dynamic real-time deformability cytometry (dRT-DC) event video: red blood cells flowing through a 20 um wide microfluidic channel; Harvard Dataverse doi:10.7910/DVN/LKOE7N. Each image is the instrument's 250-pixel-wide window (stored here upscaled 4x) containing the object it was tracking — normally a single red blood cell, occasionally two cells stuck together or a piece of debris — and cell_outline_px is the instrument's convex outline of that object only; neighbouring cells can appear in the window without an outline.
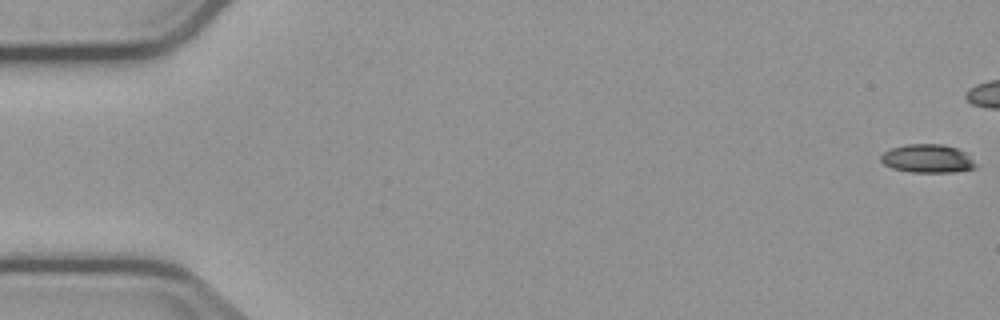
{"species": "common noctule bat (a hibernating species)", "species_latin": "Nyctalus noctula", "temperature_condition": "cold", "stored_images_in_passage": 7, "camera_frame_rate_fps": 3000, "um_per_image_px": 0.085, "animal": {"sex": "male", "body_mass_g": 23.1, "forearm_length_mm": 52.7}, "frame": {"image": 1, "passage_image": 1, "time_ms": 0.0, "image_size_px": [1000, 320], "cell_outline_px": [[976, 168], [952, 172], [912, 172], [892, 168], [884, 164], [880, 160], [880, 156], [884, 152], [892, 148], [908, 144], [940, 144], [956, 148], [964, 152], [976, 164]], "centroid_in_image_um": [78.81, 13.48], "position_along_channel_um": 6.2, "area_um2": 15.49}}
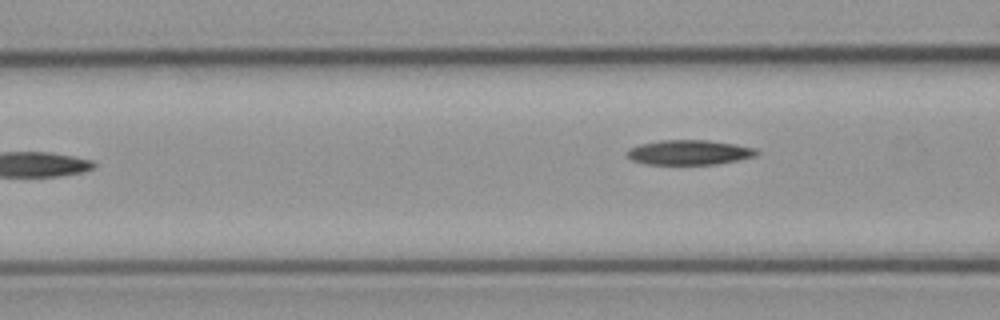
{"frame": {"image": 2, "passage_image": 7, "time_ms": 8.333, "image_size_px": [1000, 320], "cell_outline_px": [[760, 152], [756, 156], [740, 160], [716, 164], [644, 164], [632, 160], [628, 156], [628, 148], [640, 144], [660, 140], [708, 140], [736, 144], [756, 148]], "centroid_in_image_um": [58.62, 12.95], "position_along_channel_um": 108.0, "area_um2": 18.84}}